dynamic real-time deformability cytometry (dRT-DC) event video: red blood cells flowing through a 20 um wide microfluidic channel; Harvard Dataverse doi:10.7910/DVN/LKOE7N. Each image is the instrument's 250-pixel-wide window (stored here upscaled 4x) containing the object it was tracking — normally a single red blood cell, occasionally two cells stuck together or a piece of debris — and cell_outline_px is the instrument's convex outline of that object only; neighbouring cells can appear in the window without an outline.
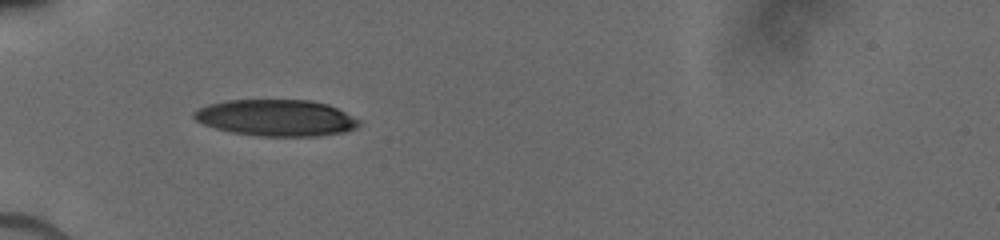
{"species": "human", "species_latin": "Homo sapiens", "temperature_condition": "cold", "stored_images_in_passage": 34, "camera_frame_rate_fps": 3000, "um_per_image_px": 0.085, "donor": {"sex": "male"}, "frame": {"image": 1, "passage_image": 1, "time_ms": 0.0, "image_size_px": [1000, 240], "cell_outline_px": [[360, 124], [356, 128], [344, 132], [316, 136], [260, 136], [232, 132], [216, 128], [204, 124], [196, 120], [192, 116], [192, 112], [208, 104], [224, 100], [312, 100], [328, 104], [360, 120]], "centroid_in_image_um": [23.47, 10.01], "position_along_channel_um": 61.5, "area_um2": 35.03}}
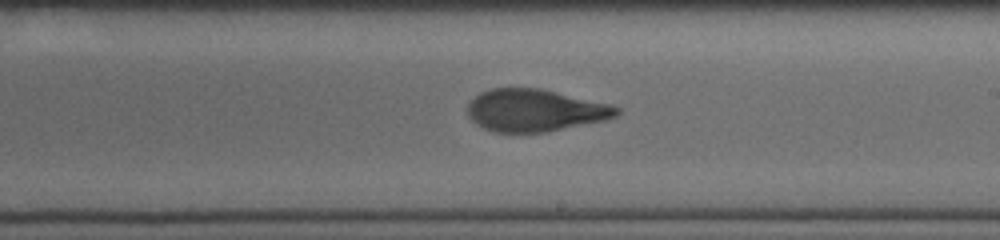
{"frame": {"image": 2, "passage_image": 15, "time_ms": 4.667, "image_size_px": [1000, 240], "cell_outline_px": [[620, 112], [616, 116], [604, 120], [548, 132], [496, 132], [484, 128], [476, 124], [468, 116], [468, 104], [480, 92], [492, 88], [540, 88], [612, 104], [620, 108]], "centroid_in_image_um": [45.49, 9.38], "position_along_channel_um": 243.5, "area_um2": 36.7}}
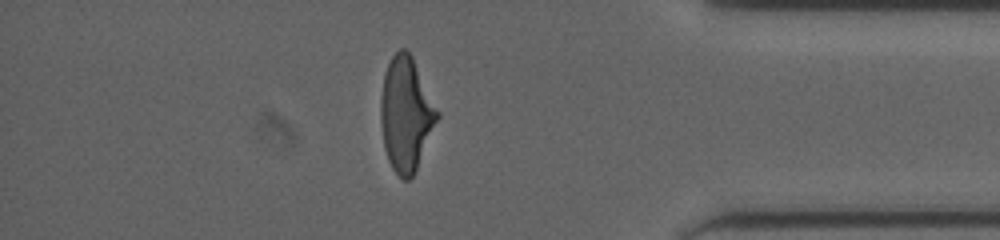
{"frame": {"image": 3, "passage_image": 28, "time_ms": 9.0, "image_size_px": [1000, 240], "cell_outline_px": [[440, 116], [416, 168], [412, 176], [408, 180], [404, 180], [392, 168], [388, 160], [384, 148], [380, 120], [380, 100], [384, 72], [392, 56], [400, 48], [404, 48], [412, 56], [440, 112]], "centroid_in_image_um": [34.5, 9.67], "position_along_channel_um": 400.7, "area_um2": 37.51}}